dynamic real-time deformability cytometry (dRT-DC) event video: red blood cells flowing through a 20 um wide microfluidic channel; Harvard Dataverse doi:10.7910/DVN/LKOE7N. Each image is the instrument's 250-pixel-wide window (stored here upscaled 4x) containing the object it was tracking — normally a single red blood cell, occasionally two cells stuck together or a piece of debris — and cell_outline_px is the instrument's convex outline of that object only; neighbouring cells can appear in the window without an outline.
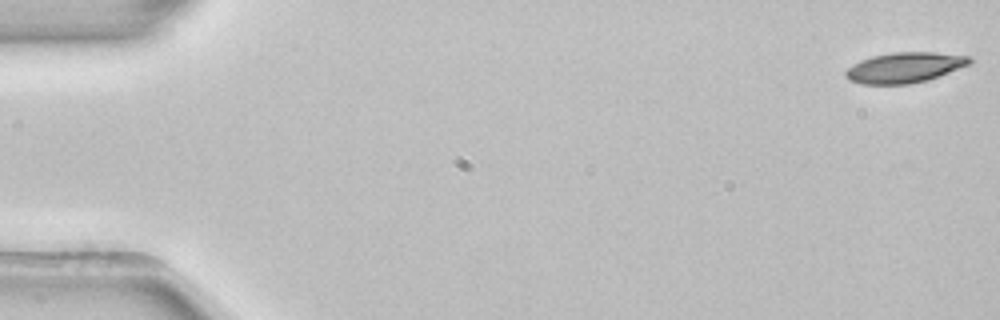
{"species": "common noctule bat (a hibernating species)", "species_latin": "Nyctalus noctula", "temperature_condition": "room temperature", "stored_images_in_passage": 15, "camera_frame_rate_fps": 3000, "um_per_image_px": 0.085, "animal": {"sex": "female", "body_mass_g": 22.7, "forearm_length_mm": 54.2}, "frame": {"image": 1, "passage_image": 1, "time_ms": 0.0, "image_size_px": [1000, 320], "cell_outline_px": [[968, 60], [960, 64], [932, 76], [916, 80], [860, 80], [852, 76], [848, 72], [888, 56], [944, 56]], "centroid_in_image_um": [76.95, 5.77], "position_along_channel_um": 8.0, "area_um2": 14.57}}
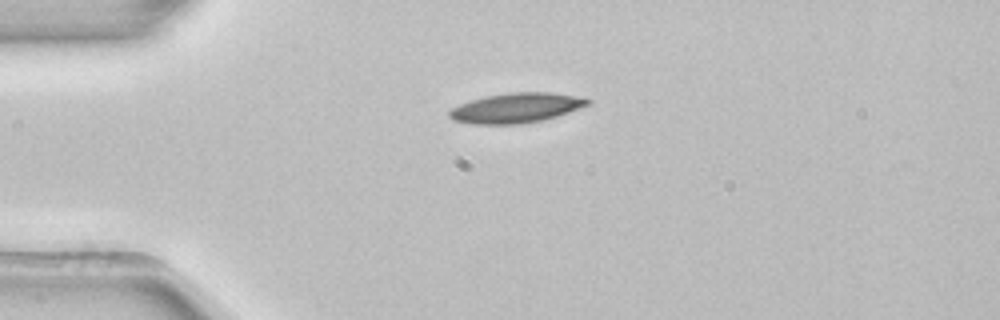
{"frame": {"image": 2, "passage_image": 13, "time_ms": 4.0, "image_size_px": [1000, 320], "cell_outline_px": [[584, 100], [568, 108], [544, 116], [520, 120], [472, 120], [456, 116], [456, 112], [512, 96], [552, 96]], "centroid_in_image_um": [44.04, 9.2], "position_along_channel_um": 41.0, "area_um2": 14.68}}